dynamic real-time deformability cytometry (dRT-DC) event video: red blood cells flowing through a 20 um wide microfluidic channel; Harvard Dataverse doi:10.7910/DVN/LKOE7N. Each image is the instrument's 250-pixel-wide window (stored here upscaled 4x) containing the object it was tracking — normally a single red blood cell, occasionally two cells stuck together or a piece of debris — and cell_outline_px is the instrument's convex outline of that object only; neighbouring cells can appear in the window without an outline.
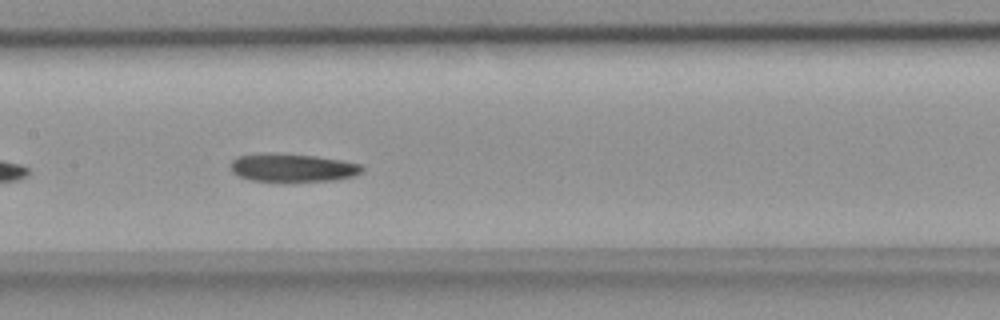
{"species": "common noctule bat (a hibernating species)", "species_latin": "Nyctalus noctula", "temperature_condition": "room temperature", "stored_images_in_passage": 28, "camera_frame_rate_fps": 3000, "um_per_image_px": 0.085, "animal": {"sex": "female", "body_mass_g": 18.4}, "frame": {"image": 1, "passage_image": 11, "time_ms": 3.333, "image_size_px": [1000, 320], "cell_outline_px": [[364, 168], [360, 172], [352, 176], [336, 180], [280, 184], [252, 180], [240, 176], [232, 172], [232, 160], [236, 156], [316, 156], [340, 160], [360, 164]], "centroid_in_image_um": [24.92, 14.35], "position_along_channel_um": 182.5, "area_um2": 21.15}}
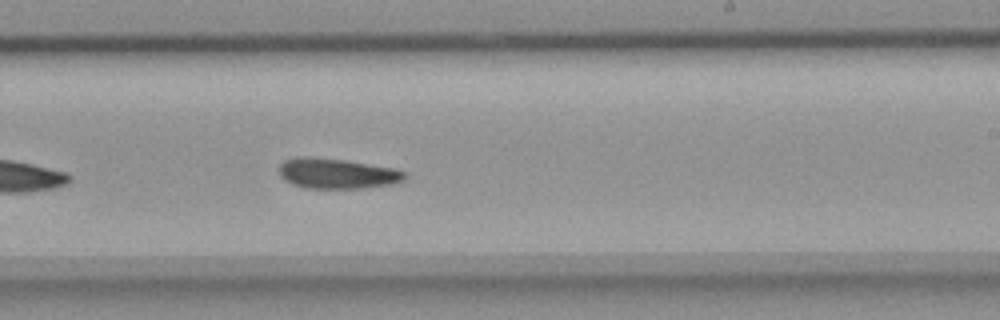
{"frame": {"image": 2, "passage_image": 17, "time_ms": 5.333, "image_size_px": [1000, 320], "cell_outline_px": [[408, 176], [404, 180], [392, 184], [360, 188], [304, 188], [292, 184], [284, 180], [280, 176], [280, 164], [284, 160], [296, 156], [312, 156], [344, 160], [396, 168], [404, 172]], "centroid_in_image_um": [28.63, 14.74], "position_along_channel_um": 260.4, "area_um2": 22.37}}
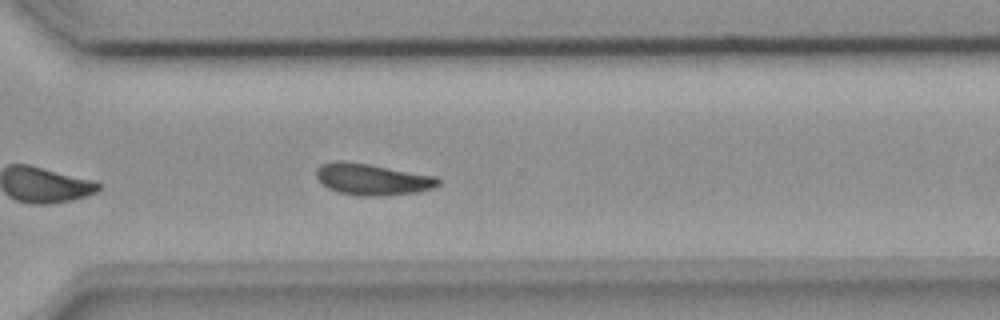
{"frame": {"image": 3, "passage_image": 23, "time_ms": 7.333, "image_size_px": [1000, 320], "cell_outline_px": [[440, 184], [436, 188], [416, 192], [388, 196], [356, 196], [336, 192], [328, 188], [316, 176], [316, 168], [332, 160], [344, 160], [368, 164], [436, 176], [440, 180]], "centroid_in_image_um": [31.65, 15.25], "position_along_channel_um": 338.9, "area_um2": 22.6}, "authors_computed_cell_mechanics": {"area_um2": 22.1663, "velocity_mm_per_s": 3.9045, "shape_relaxation_time_tau1_ms": null, "shape_relaxation_time_tau2_ms": 4.839, "deformation_change_tau1": null, "deformation_change_tau2": 0.1178}}